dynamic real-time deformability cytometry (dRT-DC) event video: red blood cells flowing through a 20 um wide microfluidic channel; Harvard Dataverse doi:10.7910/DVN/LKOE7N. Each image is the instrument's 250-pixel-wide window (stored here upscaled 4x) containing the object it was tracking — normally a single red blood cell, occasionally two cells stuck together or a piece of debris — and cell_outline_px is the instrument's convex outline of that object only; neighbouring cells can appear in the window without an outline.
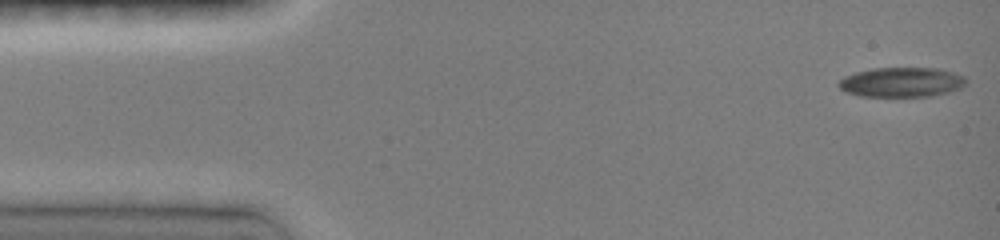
{"species": "common noctule bat (a hibernating species)", "species_latin": "Nyctalus noctula", "temperature_condition": "room temperature", "stored_images_in_passage": 33, "camera_frame_rate_fps": 3000, "um_per_image_px": 0.085, "animal": {"sex": "female", "body_mass_g": 19.0, "forearm_length_mm": 51.5}, "frame": {"image": 1, "passage_image": 1, "time_ms": 0.0, "image_size_px": [1000, 240], "cell_outline_px": [[968, 80], [960, 88], [948, 92], [932, 96], [860, 96], [848, 92], [840, 88], [836, 84], [844, 76], [856, 72], [872, 68], [936, 68], [952, 72], [964, 76]], "centroid_in_image_um": [76.63, 6.98], "position_along_channel_um": 8.4, "area_um2": 21.96}}
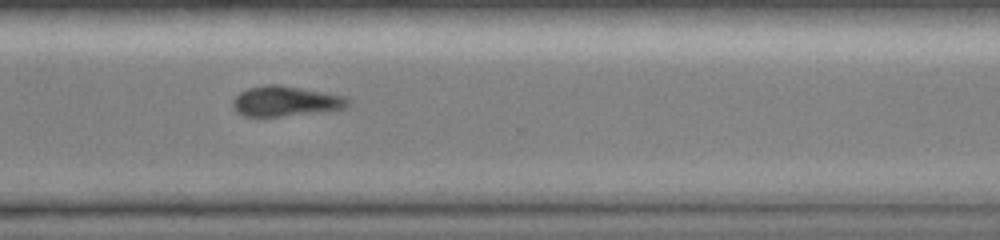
{"frame": {"image": 2, "passage_image": 23, "time_ms": 11.333, "image_size_px": [1000, 240], "cell_outline_px": [[352, 104], [344, 108], [328, 112], [280, 116], [244, 116], [236, 112], [232, 104], [232, 100], [240, 92], [248, 88], [264, 84], [276, 84], [348, 96], [352, 100]], "centroid_in_image_um": [24.34, 8.61], "position_along_channel_um": 346.3, "area_um2": 20.63}}
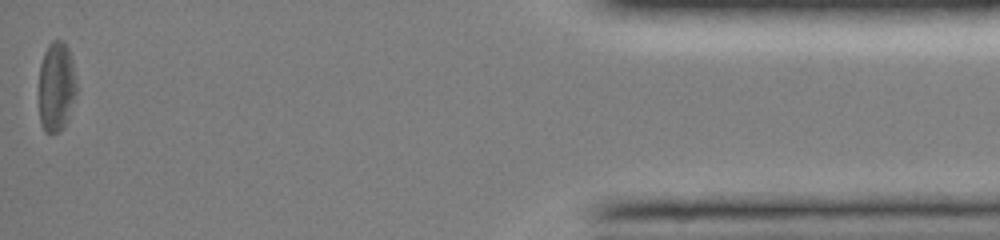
{"frame": {"image": 3, "passage_image": 33, "time_ms": 15.333, "image_size_px": [1000, 240], "cell_outline_px": [[76, 96], [64, 128], [60, 132], [44, 132], [40, 124], [40, 64], [44, 52], [48, 44], [52, 40], [64, 40], [68, 48], [72, 60], [76, 80]], "centroid_in_image_um": [4.8, 7.36], "position_along_channel_um": 430.4, "area_um2": 19.83}, "authors_computed_cell_mechanics": {"area_um2": 22.0796, "velocity_mm_per_s": 3.9975, "shape_relaxation_time_tau1_ms": 3.0978, "shape_relaxation_time_tau2_ms": null, "deformation_change_tau1": 0.0958, "deformation_change_tau2": null}}